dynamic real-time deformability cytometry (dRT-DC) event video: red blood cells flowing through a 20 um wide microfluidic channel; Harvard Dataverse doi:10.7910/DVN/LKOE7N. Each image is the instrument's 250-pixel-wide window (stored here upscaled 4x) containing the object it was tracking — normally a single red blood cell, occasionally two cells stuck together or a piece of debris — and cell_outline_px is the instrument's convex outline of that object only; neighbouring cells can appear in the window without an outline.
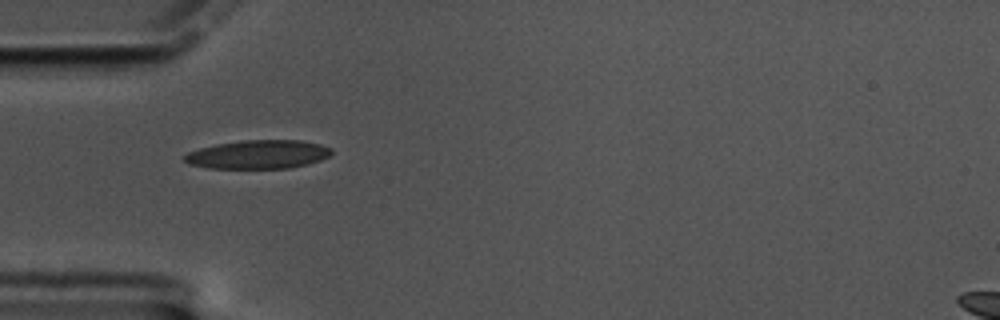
{"species": "common noctule bat (a hibernating species)", "species_latin": "Nyctalus noctula", "temperature_condition": "cold", "stored_images_in_passage": 42, "camera_frame_rate_fps": 3000, "um_per_image_px": 0.085, "animal": {"sex": "male", "body_mass_g": 17.5, "forearm_length_mm": 52.3}, "frame": {"image": 1, "passage_image": 1, "time_ms": 0.0, "image_size_px": [1000, 320], "cell_outline_px": [[332, 152], [328, 156], [320, 160], [308, 164], [288, 168], [208, 168], [188, 164], [184, 160], [184, 156], [188, 152], [200, 148], [216, 144], [244, 140], [300, 140], [320, 144], [332, 148]], "centroid_in_image_um": [21.94, 13.12], "position_along_channel_um": 63.1, "area_um2": 24.51}}
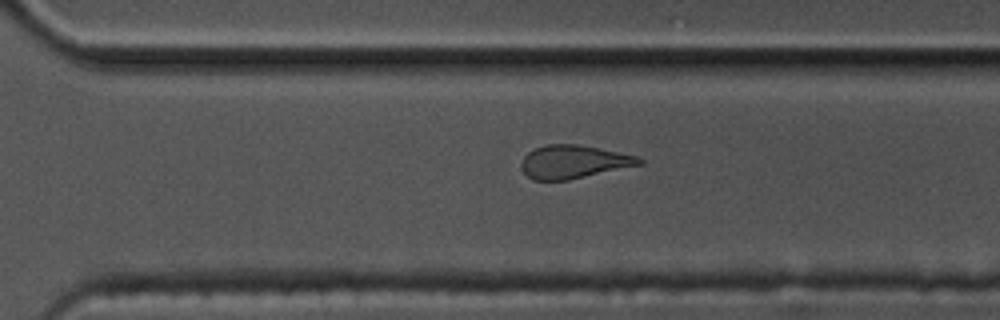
{"frame": {"image": 2, "passage_image": 24, "time_ms": 7.667, "image_size_px": [1000, 320], "cell_outline_px": [[644, 164], [568, 180], [532, 180], [524, 172], [520, 164], [524, 156], [528, 152], [536, 148], [548, 144], [576, 144], [640, 156], [644, 160]], "centroid_in_image_um": [48.78, 13.76], "position_along_channel_um": 321.8, "area_um2": 22.83}}
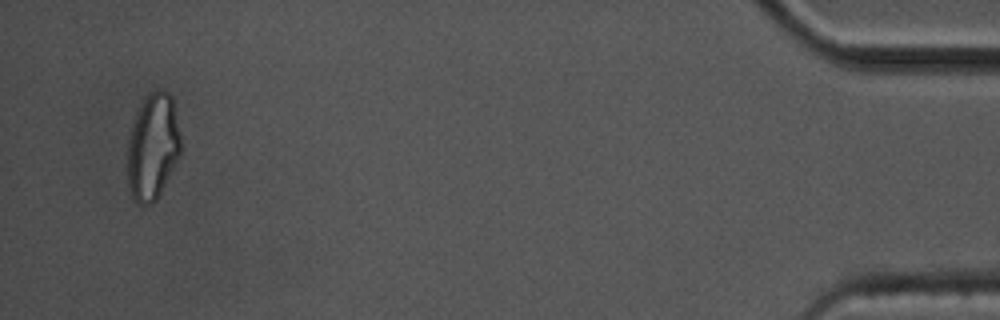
{"frame": {"image": 3, "passage_image": 40, "time_ms": 13.0, "image_size_px": [1000, 320], "cell_outline_px": [[184, 148], [180, 156], [156, 200], [152, 204], [144, 208], [132, 196], [128, 188], [128, 140], [132, 124], [136, 112], [144, 96], [148, 92], [156, 88], [168, 92], [172, 96]], "centroid_in_image_um": [13.01, 12.45], "position_along_channel_um": 422.2, "area_um2": 33.81}, "authors_computed_cell_mechanics": {"area_um2": 23.8714, "velocity_mm_per_s": 3.3934, "shape_relaxation_time_tau1_ms": 10.1924, "shape_relaxation_time_tau2_ms": 2.7703, "deformation_change_tau1": 0.214, "deformation_change_tau2": 0.1306}}